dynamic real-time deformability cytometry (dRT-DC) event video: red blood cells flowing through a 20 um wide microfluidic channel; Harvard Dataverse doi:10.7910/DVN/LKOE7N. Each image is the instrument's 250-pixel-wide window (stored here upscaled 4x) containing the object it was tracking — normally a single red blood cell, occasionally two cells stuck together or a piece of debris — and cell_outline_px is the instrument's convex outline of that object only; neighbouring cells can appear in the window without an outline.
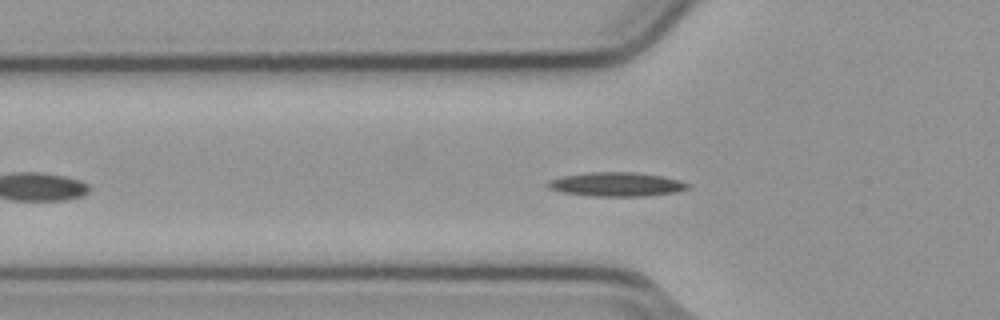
{"species": "common noctule bat (a hibernating species)", "species_latin": "Nyctalus noctula", "temperature_condition": "cold", "stored_images_in_passage": 39, "camera_frame_rate_fps": 3000, "um_per_image_px": 0.085, "animal": {"sex": "male", "body_mass_g": 23.1, "forearm_length_mm": 52.7}, "frame": {"image": 1, "passage_image": 10, "time_ms": 3.0, "image_size_px": [1000, 320], "cell_outline_px": [[692, 188], [676, 192], [644, 196], [592, 196], [564, 192], [548, 188], [544, 184], [548, 180], [560, 176], [588, 172], [636, 172], [664, 176], [680, 180], [692, 184]], "centroid_in_image_um": [52.43, 15.66], "position_along_channel_um": 73.4, "area_um2": 19.94}}
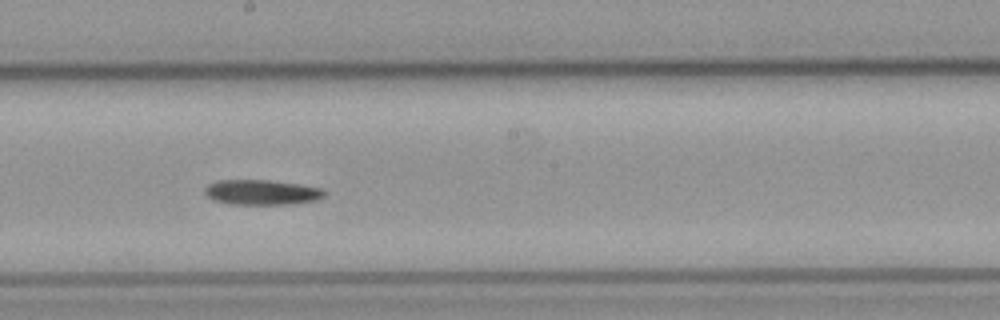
{"frame": {"image": 2, "passage_image": 22, "time_ms": 7.0, "image_size_px": [1000, 320], "cell_outline_px": [[324, 196], [316, 200], [292, 204], [232, 204], [212, 200], [204, 192], [204, 188], [208, 184], [216, 180], [268, 180], [324, 188]], "centroid_in_image_um": [22.22, 16.34], "position_along_channel_um": 226.0, "area_um2": 17.46}}
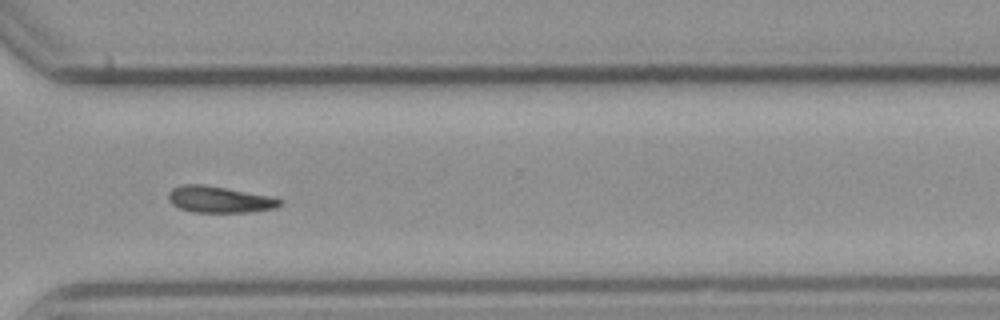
{"frame": {"image": 3, "passage_image": 32, "time_ms": 10.333, "image_size_px": [1000, 320], "cell_outline_px": [[284, 200], [276, 208], [248, 212], [192, 212], [180, 208], [172, 204], [168, 200], [168, 192], [172, 188], [180, 184], [204, 184], [268, 196]], "centroid_in_image_um": [18.59, 16.95], "position_along_channel_um": 352.0, "area_um2": 17.11}}